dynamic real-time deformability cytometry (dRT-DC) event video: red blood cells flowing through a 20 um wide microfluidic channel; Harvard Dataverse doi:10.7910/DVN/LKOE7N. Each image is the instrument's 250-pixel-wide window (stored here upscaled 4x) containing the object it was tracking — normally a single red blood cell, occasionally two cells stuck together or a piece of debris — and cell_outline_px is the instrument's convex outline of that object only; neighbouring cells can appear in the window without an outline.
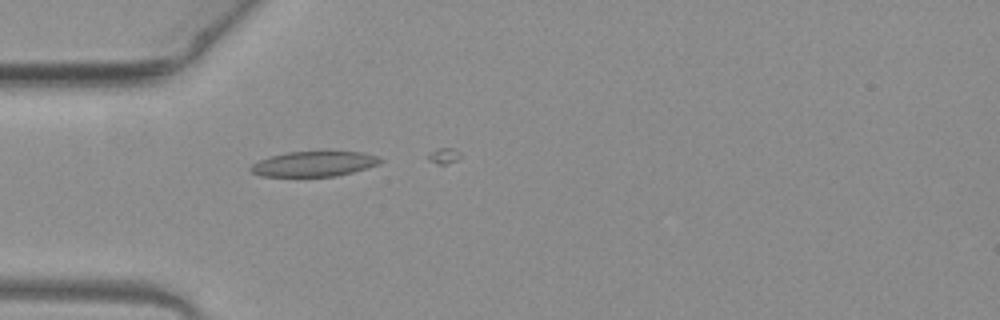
{"species": "common noctule bat (a hibernating species)", "species_latin": "Nyctalus noctula", "temperature_condition": "warm", "stored_images_in_passage": 3, "camera_frame_rate_fps": 3000, "um_per_image_px": 0.085, "animal": {"sex": "female", "body_mass_g": 19.3, "forearm_length_mm": 54.1}, "frame": {"image": 1, "passage_image": 1, "time_ms": 0.0, "image_size_px": [1000, 320], "cell_outline_px": [[384, 160], [380, 164], [352, 172], [336, 176], [260, 176], [252, 172], [248, 168], [252, 164], [260, 160], [272, 156], [288, 152], [360, 152], [376, 156]], "centroid_in_image_um": [26.69, 13.94], "position_along_channel_um": 58.3, "area_um2": 18.73}}